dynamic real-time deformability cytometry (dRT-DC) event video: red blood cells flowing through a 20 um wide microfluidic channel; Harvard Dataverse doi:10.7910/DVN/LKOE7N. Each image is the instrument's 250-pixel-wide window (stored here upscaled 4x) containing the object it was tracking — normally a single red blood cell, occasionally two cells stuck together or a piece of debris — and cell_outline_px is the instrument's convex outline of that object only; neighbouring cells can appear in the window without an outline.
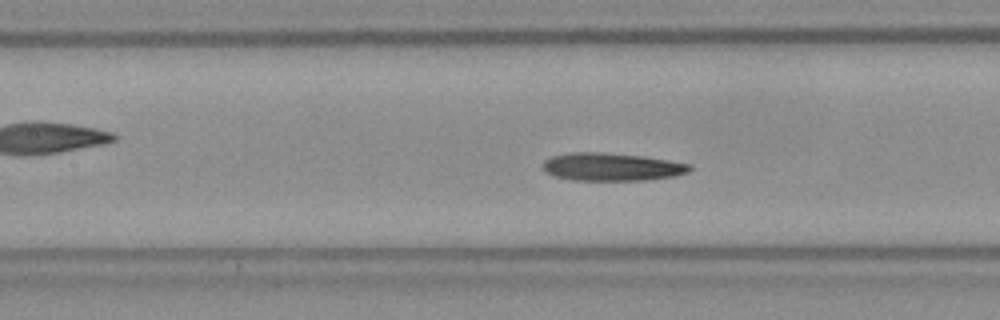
{"species": "Egyptian fruit bat (a non-hibernating species)", "species_latin": "Rousettus aegyptiacus", "temperature_condition": "room temperature", "stored_images_in_passage": 32, "camera_frame_rate_fps": 3000, "um_per_image_px": 0.085, "frame": {"image": 1, "passage_image": 14, "time_ms": 4.333, "image_size_px": [1000, 320], "cell_outline_px": [[692, 168], [688, 172], [676, 176], [644, 180], [572, 180], [556, 176], [544, 172], [540, 168], [544, 160], [552, 156], [572, 152], [600, 152], [644, 156], [692, 164]], "centroid_in_image_um": [51.98, 14.18], "position_along_channel_um": 155.4, "area_um2": 24.04}, "authors_computed_cell_mechanics": {"area_um2": 24.0448, "velocity_mm_per_s": 3.7969, "shape_relaxation_time_tau1_ms": 7.5251, "shape_relaxation_time_tau2_ms": null, "deformation_change_tau1": 0.1744, "deformation_change_tau2": null}}